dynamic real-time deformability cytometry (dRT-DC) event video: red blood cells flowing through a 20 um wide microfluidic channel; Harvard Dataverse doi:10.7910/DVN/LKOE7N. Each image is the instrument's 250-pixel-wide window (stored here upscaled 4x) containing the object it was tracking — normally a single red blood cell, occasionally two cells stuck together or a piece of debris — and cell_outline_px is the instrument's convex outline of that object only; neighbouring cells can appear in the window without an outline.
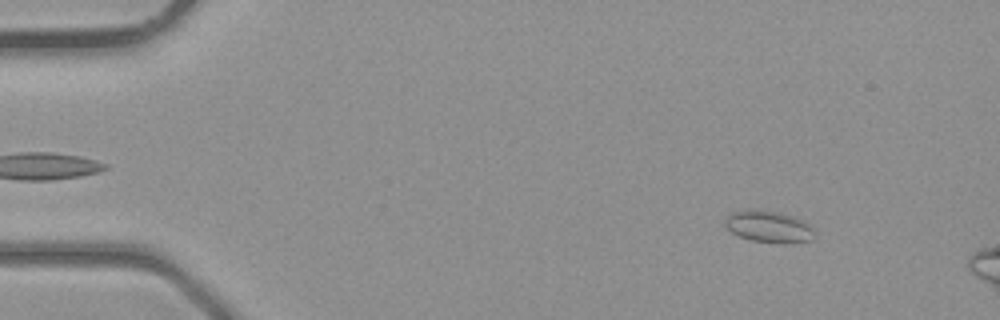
{"species": "common noctule bat (a hibernating species)", "species_latin": "Nyctalus noctula", "temperature_condition": "room temperature", "stored_images_in_passage": 11, "camera_frame_rate_fps": 3000, "um_per_image_px": 0.085, "animal": {"sex": "male", "body_mass_g": 23.1, "forearm_length_mm": 52.7}, "frame": {"image": 1, "passage_image": 5, "time_ms": 1.333, "image_size_px": [1000, 320], "cell_outline_px": [[816, 236], [812, 240], [792, 244], [784, 244], [752, 240], [740, 236], [732, 232], [724, 224], [724, 220], [732, 212], [744, 208], [760, 208], [780, 212], [804, 220], [816, 232]], "centroid_in_image_um": [65.38, 19.25], "position_along_channel_um": 19.6, "area_um2": 17.11}}